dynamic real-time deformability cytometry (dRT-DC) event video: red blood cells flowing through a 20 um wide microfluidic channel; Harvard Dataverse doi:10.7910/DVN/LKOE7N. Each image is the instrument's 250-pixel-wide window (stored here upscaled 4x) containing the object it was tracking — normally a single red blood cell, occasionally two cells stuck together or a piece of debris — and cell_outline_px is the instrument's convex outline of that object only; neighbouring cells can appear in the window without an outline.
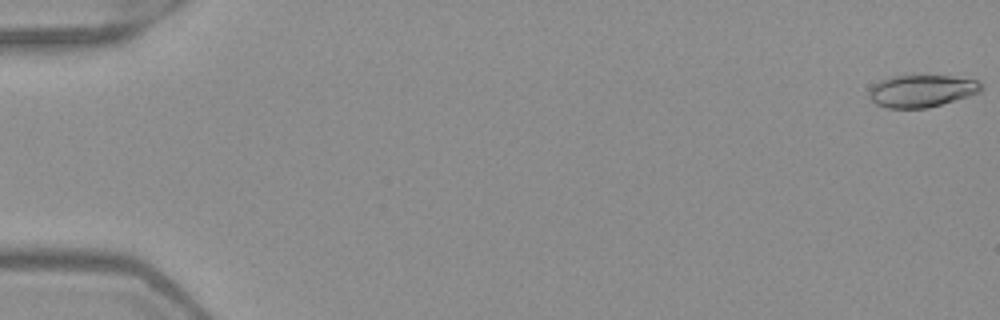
{"species": "Egyptian fruit bat (a non-hibernating species)", "species_latin": "Rousettus aegyptiacus", "temperature_condition": "warm", "stored_images_in_passage": 52, "camera_frame_rate_fps": 3000, "um_per_image_px": 0.085, "frame": {"image": 1, "passage_image": 1, "time_ms": 0.0, "image_size_px": [1000, 320], "cell_outline_px": [[984, 88], [980, 92], [968, 96], [928, 108], [888, 108], [876, 104], [868, 96], [868, 88], [872, 84], [880, 80], [892, 76], [952, 76], [980, 80], [984, 84]], "centroid_in_image_um": [78.35, 7.72], "position_along_channel_um": 6.7, "area_um2": 21.33}}
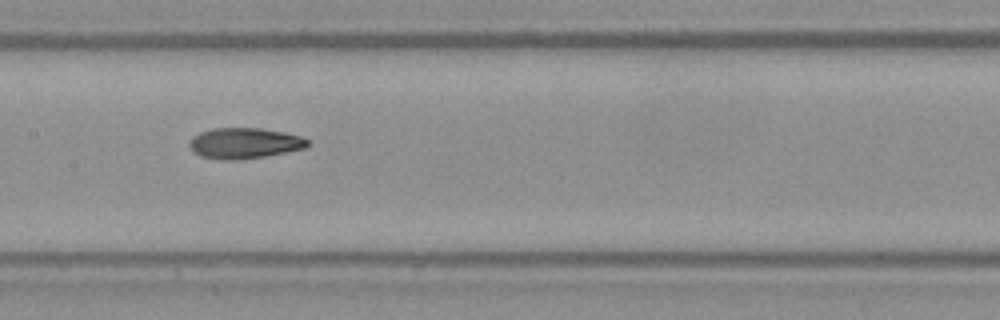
{"frame": {"image": 2, "passage_image": 27, "time_ms": 8.667, "image_size_px": [1000, 320], "cell_outline_px": [[312, 144], [304, 148], [288, 152], [264, 156], [236, 160], [224, 160], [200, 156], [192, 152], [188, 144], [188, 140], [192, 136], [200, 132], [212, 128], [260, 128], [284, 132], [300, 136], [312, 140]], "centroid_in_image_um": [20.77, 12.17], "position_along_channel_um": 186.6, "area_um2": 21.5}}
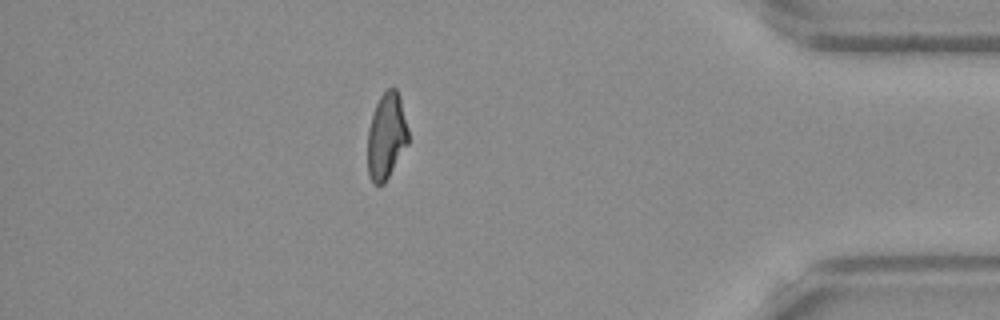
{"frame": {"image": 3, "passage_image": 46, "time_ms": 15.0, "image_size_px": [1000, 320], "cell_outline_px": [[408, 144], [384, 184], [372, 184], [368, 176], [368, 128], [376, 104], [380, 96], [388, 88], [396, 88], [400, 96], [408, 128]], "centroid_in_image_um": [32.84, 11.58], "position_along_channel_um": 402.4, "area_um2": 20.46}, "authors_computed_cell_mechanics": {"area_um2": 21.0392, "velocity_mm_per_s": 4.0045, "shape_relaxation_time_tau1_ms": 10.9842, "shape_relaxation_time_tau2_ms": 2.9182, "deformation_change_tau1": 0.2879, "deformation_change_tau2": 0.0979}}